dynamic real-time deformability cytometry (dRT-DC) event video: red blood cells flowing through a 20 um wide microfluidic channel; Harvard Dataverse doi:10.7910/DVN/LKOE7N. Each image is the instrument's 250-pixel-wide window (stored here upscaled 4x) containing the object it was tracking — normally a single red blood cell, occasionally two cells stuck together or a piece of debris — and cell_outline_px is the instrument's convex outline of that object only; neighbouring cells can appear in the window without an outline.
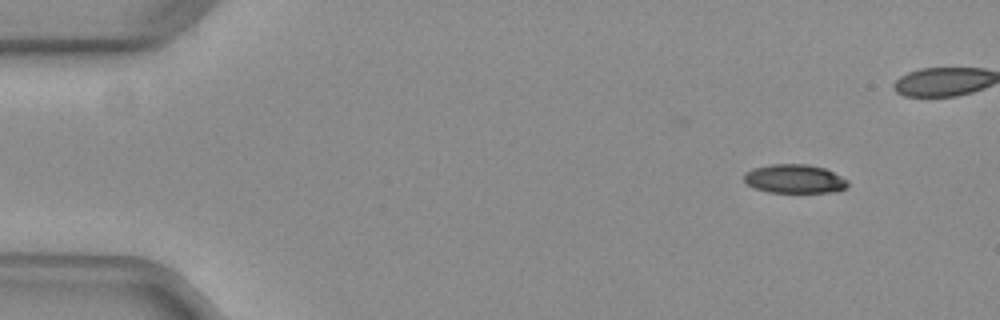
{"species": "common noctule bat (a hibernating species)", "species_latin": "Nyctalus noctula", "temperature_condition": "warm", "stored_images_in_passage": 13, "camera_frame_rate_fps": 3000, "um_per_image_px": 0.085, "animal": {"sex": "female", "body_mass_g": 29.2, "forearm_length_mm": 56.3}, "frame": {"image": 1, "passage_image": 1, "time_ms": 0.0, "image_size_px": [1000, 320], "cell_outline_px": [[848, 184], [844, 188], [836, 192], [768, 192], [756, 188], [748, 184], [744, 180], [744, 172], [752, 168], [772, 164], [808, 164], [824, 168], [848, 180]], "centroid_in_image_um": [67.52, 15.19], "position_along_channel_um": 17.5, "area_um2": 17.34}}